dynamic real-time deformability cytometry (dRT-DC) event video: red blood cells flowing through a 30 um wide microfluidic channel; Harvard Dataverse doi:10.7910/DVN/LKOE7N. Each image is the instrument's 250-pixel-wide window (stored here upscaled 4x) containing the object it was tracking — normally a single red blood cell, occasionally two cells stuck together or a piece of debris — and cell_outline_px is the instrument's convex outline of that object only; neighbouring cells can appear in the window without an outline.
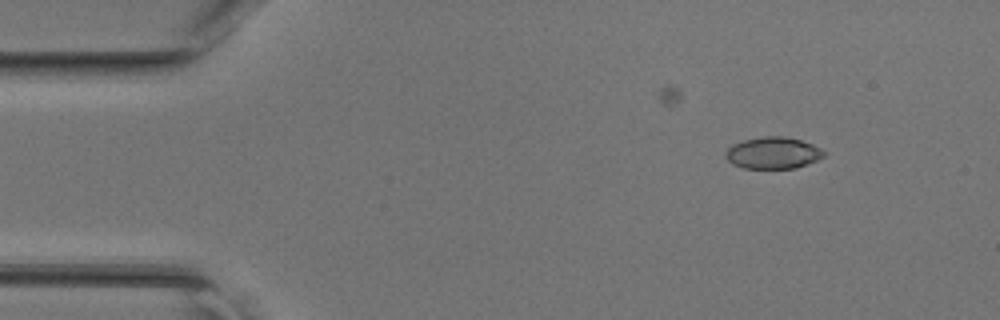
{"species": "common noctule bat (a hibernating species)", "species_latin": "Nyctalus noctula", "temperature_condition": "room temperature", "stored_images_in_passage": 23, "camera_frame_rate_fps": 3000, "um_per_image_px": 0.085, "animal": {"sex": "female", "body_mass_g": 17.0, "forearm_length_mm": 48.0}, "frame": {"image": 1, "passage_image": 1, "time_ms": 0.0, "image_size_px": [1000, 320], "cell_outline_px": [[828, 152], [824, 156], [816, 160], [796, 168], [744, 168], [732, 164], [724, 156], [724, 152], [732, 144], [744, 140], [764, 136], [784, 136], [800, 140], [812, 144]], "centroid_in_image_um": [65.69, 12.99], "position_along_channel_um": 19.3, "area_um2": 18.21}}
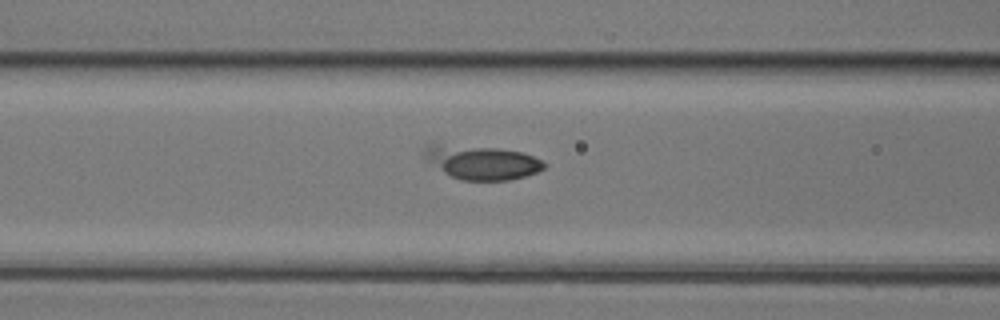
{"frame": {"image": 2, "passage_image": 14, "time_ms": 4.333, "image_size_px": [1000, 320], "cell_outline_px": [[548, 164], [544, 168], [536, 172], [524, 176], [508, 180], [460, 180], [444, 172], [428, 160], [424, 156], [424, 144], [436, 144], [496, 148], [520, 152], [532, 156]], "centroid_in_image_um": [40.94, 13.8], "position_along_channel_um": 125.7, "area_um2": 23.18}}
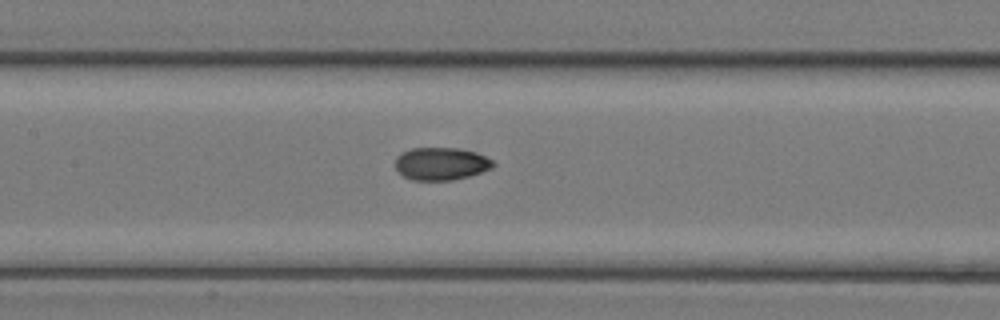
{"frame": {"image": 3, "passage_image": 17, "time_ms": 5.333, "image_size_px": [1000, 320], "cell_outline_px": [[496, 164], [492, 168], [468, 176], [452, 180], [412, 180], [404, 176], [396, 168], [396, 156], [400, 152], [412, 148], [460, 148], [476, 152], [492, 160]], "centroid_in_image_um": [37.49, 13.9], "position_along_channel_um": 169.9, "area_um2": 18.61}}